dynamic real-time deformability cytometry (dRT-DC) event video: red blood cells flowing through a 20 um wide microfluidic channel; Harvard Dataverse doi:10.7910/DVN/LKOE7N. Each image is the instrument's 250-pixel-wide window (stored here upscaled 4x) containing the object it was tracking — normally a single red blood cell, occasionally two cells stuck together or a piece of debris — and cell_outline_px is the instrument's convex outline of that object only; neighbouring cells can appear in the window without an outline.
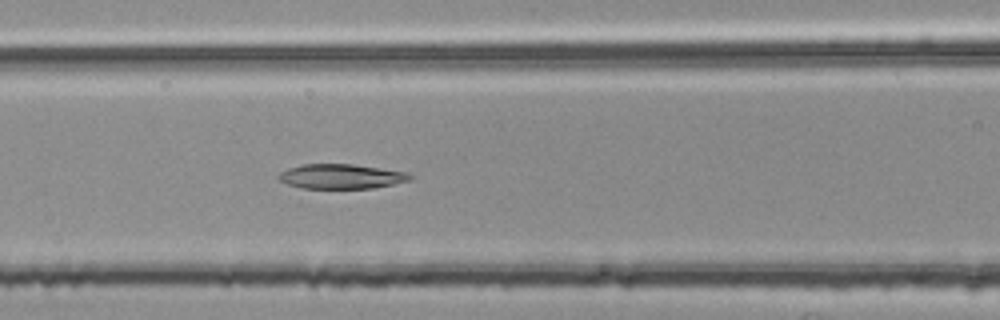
{"species": "common noctule bat (a hibernating species)", "species_latin": "Nyctalus noctula", "temperature_condition": "room temperature", "stored_images_in_passage": 53, "camera_frame_rate_fps": 3000, "um_per_image_px": 0.085, "animal": {"sex": "female", "body_mass_g": 25.1}, "frame": {"image": 1, "passage_image": 22, "time_ms": 7.0, "image_size_px": [1000, 320], "cell_outline_px": [[412, 180], [372, 188], [300, 188], [288, 184], [280, 180], [276, 176], [280, 172], [288, 168], [300, 164], [352, 164], [408, 172], [412, 176]], "centroid_in_image_um": [28.98, 14.99], "position_along_channel_um": 137.6, "area_um2": 18.9}}
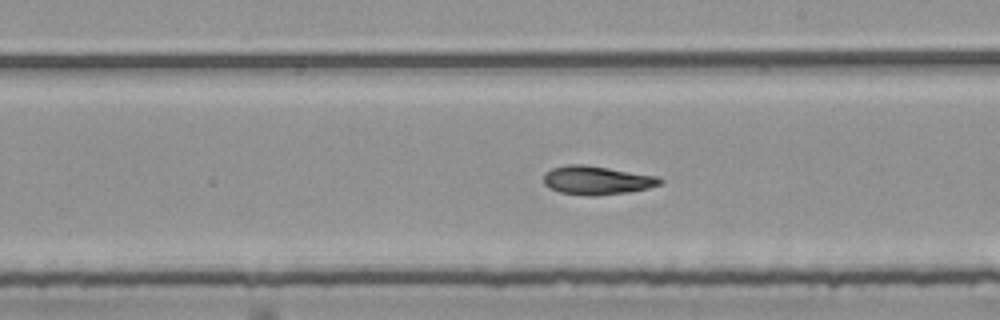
{"frame": {"image": 2, "passage_image": 30, "time_ms": 9.667, "image_size_px": [1000, 320], "cell_outline_px": [[664, 180], [660, 184], [648, 188], [628, 192], [596, 196], [560, 192], [544, 184], [544, 172], [552, 168], [568, 164], [584, 164], [660, 176]], "centroid_in_image_um": [50.76, 15.31], "position_along_channel_um": 238.2, "area_um2": 19.42}}
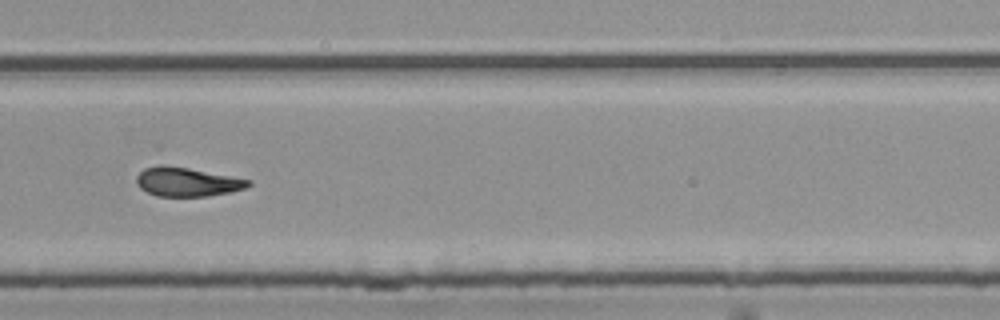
{"frame": {"image": 3, "passage_image": 36, "time_ms": 11.667, "image_size_px": [1000, 320], "cell_outline_px": [[252, 184], [244, 188], [228, 192], [208, 196], [156, 196], [140, 188], [136, 184], [136, 176], [144, 168], [160, 164], [188, 168], [252, 180]], "centroid_in_image_um": [15.86, 15.45], "position_along_channel_um": 313.9, "area_um2": 18.79}, "authors_computed_cell_mechanics": {"area_um2": 19.4208, "velocity_mm_per_s": 3.7948, "shape_relaxation_time_tau1_ms": null, "shape_relaxation_time_tau2_ms": 5.1957, "deformation_change_tau1": null, "deformation_change_tau2": 0.1259}}